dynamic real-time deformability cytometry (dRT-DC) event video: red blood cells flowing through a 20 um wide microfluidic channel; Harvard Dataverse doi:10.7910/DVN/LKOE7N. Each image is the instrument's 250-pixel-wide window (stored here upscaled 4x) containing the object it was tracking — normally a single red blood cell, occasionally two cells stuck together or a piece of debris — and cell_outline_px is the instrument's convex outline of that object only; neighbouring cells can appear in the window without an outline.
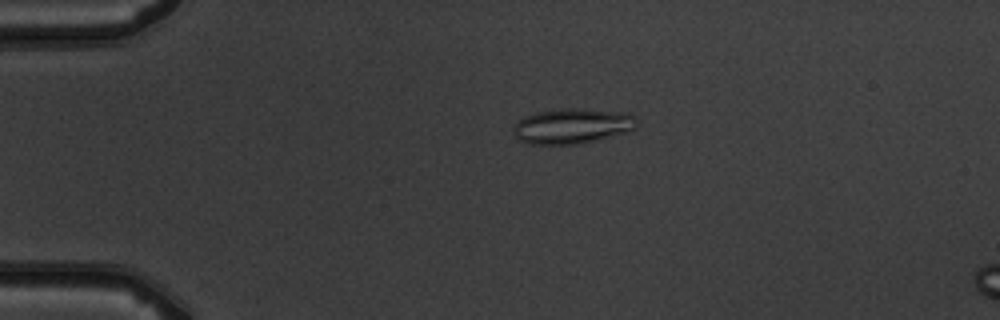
{"species": "common noctule bat (a hibernating species)", "species_latin": "Nyctalus noctula", "temperature_condition": "warm", "stored_images_in_passage": 6, "camera_frame_rate_fps": 3000, "um_per_image_px": 0.085, "animal": {"sex": "male", "body_mass_g": 19.5, "forearm_length_mm": 54.6}, "frame": {"image": 1, "passage_image": 4, "time_ms": 3.667, "image_size_px": [1000, 320], "cell_outline_px": [[636, 128], [628, 132], [576, 144], [528, 144], [520, 140], [512, 132], [512, 128], [524, 116], [536, 112], [564, 108], [580, 108], [628, 112], [636, 116]], "centroid_in_image_um": [48.66, 10.69], "position_along_channel_um": 36.3, "area_um2": 25.43}}